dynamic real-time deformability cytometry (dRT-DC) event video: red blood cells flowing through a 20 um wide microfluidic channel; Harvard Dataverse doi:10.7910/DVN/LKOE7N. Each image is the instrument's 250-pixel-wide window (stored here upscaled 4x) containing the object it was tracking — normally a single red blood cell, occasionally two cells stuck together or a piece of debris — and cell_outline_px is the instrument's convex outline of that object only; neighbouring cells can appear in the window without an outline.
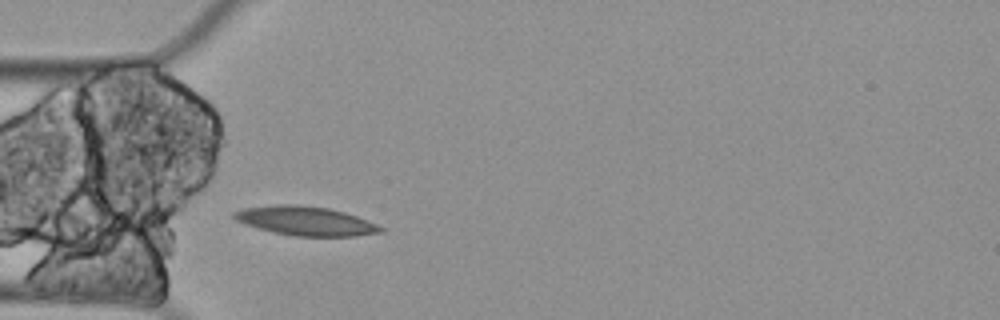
{"species": "Egyptian fruit bat (a non-hibernating species)", "species_latin": "Rousettus aegyptiacus", "temperature_condition": "cold", "stored_images_in_passage": 20, "camera_frame_rate_fps": 3000, "um_per_image_px": 0.085, "animal": {"sex": "female"}, "frame": {"image": 1, "passage_image": 1, "time_ms": 0.0, "image_size_px": [1000, 320], "cell_outline_px": [[384, 232], [356, 236], [292, 236], [272, 232], [244, 224], [236, 220], [232, 216], [232, 212], [244, 208], [276, 204], [296, 204], [328, 208], [344, 212], [368, 220], [384, 228]], "centroid_in_image_um": [25.96, 18.78], "position_along_channel_um": 59.0, "area_um2": 24.97}}
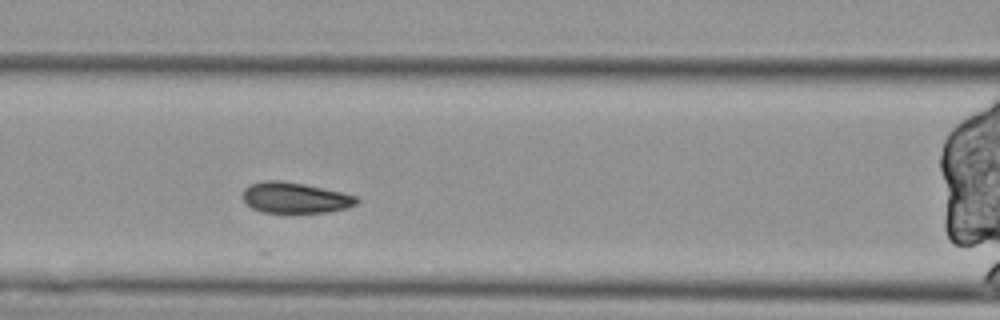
{"frame": {"image": 2, "passage_image": 8, "time_ms": 2.333, "image_size_px": [1000, 320], "cell_outline_px": [[360, 200], [356, 204], [348, 208], [328, 212], [260, 212], [252, 208], [240, 196], [244, 188], [248, 184], [264, 180], [280, 180], [304, 184], [340, 192], [356, 196]], "centroid_in_image_um": [25.03, 16.8], "position_along_channel_um": 141.6, "area_um2": 20.52}}
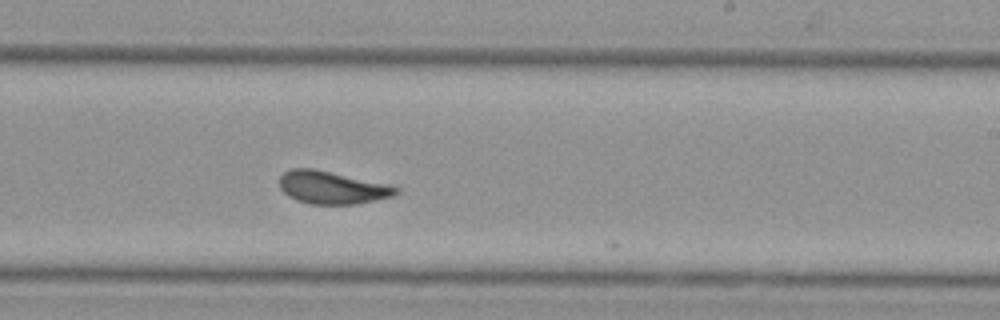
{"frame": {"image": 3, "passage_image": 19, "time_ms": 6.0, "image_size_px": [1000, 320], "cell_outline_px": [[400, 192], [396, 196], [356, 204], [312, 204], [296, 200], [288, 196], [280, 188], [280, 176], [288, 168], [312, 168], [396, 184], [400, 188]], "centroid_in_image_um": [28.33, 15.93], "position_along_channel_um": 260.7, "area_um2": 22.89}}